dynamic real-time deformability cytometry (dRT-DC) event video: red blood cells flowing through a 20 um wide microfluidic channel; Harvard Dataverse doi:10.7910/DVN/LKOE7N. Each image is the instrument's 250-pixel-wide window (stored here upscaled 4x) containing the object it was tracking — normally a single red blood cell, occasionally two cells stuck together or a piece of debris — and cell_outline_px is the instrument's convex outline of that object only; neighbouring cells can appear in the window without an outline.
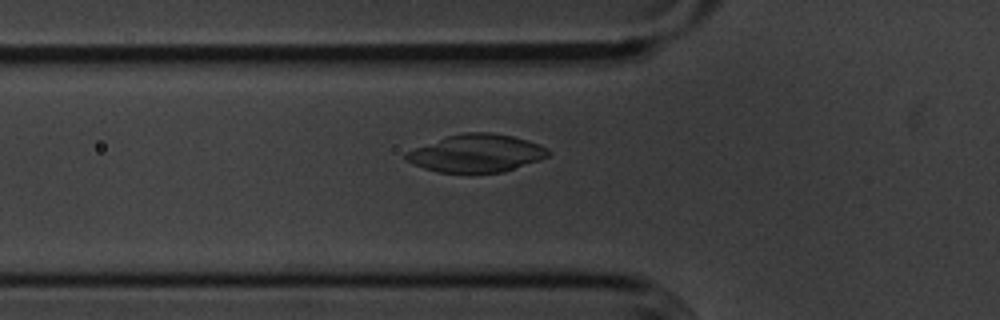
{"species": "common noctule bat (a hibernating species)", "species_latin": "Nyctalus noctula", "temperature_condition": "cold", "stored_images_in_passage": 44, "camera_frame_rate_fps": 3000, "um_per_image_px": 0.085, "animal": {"sex": "male", "body_mass_g": 20.1, "forearm_length_mm": 53.5}, "frame": {"image": 1, "passage_image": 7, "time_ms": 2.0, "image_size_px": [1000, 320], "cell_outline_px": [[552, 152], [548, 156], [540, 160], [504, 172], [440, 172], [424, 168], [408, 160], [404, 156], [404, 152], [448, 136], [464, 132], [492, 132], [512, 136], [528, 140], [540, 144], [548, 148]], "centroid_in_image_um": [40.56, 13.02], "position_along_channel_um": 85.2, "area_um2": 31.1}}
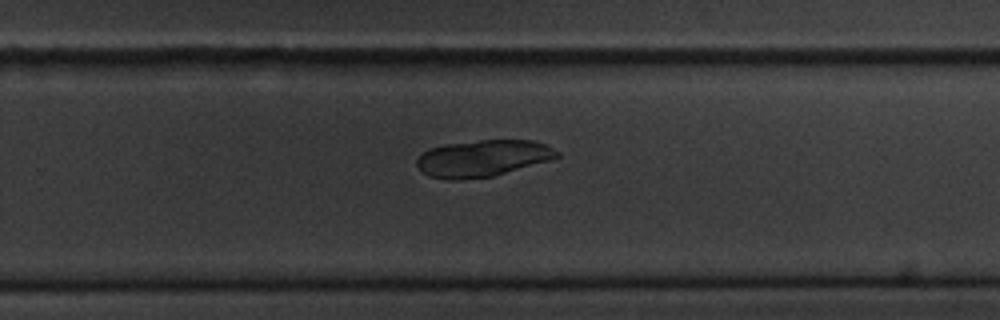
{"frame": {"image": 2, "passage_image": 24, "time_ms": 7.667, "image_size_px": [1000, 320], "cell_outline_px": [[560, 156], [548, 160], [492, 176], [452, 180], [428, 176], [416, 164], [416, 160], [428, 148], [444, 144], [480, 140], [532, 140], [544, 144], [560, 152]], "centroid_in_image_um": [41.0, 13.44], "position_along_channel_um": 288.8, "area_um2": 29.54}}